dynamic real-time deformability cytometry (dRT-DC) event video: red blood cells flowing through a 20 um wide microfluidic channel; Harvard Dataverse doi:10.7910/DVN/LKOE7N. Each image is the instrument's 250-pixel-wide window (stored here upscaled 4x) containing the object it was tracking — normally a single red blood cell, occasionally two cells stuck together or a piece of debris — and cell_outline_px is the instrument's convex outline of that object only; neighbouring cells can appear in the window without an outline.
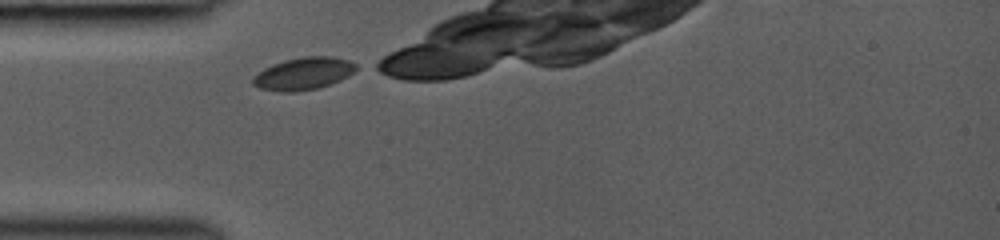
{"species": "common noctule bat (a hibernating species)", "species_latin": "Nyctalus noctula", "temperature_condition": "room temperature", "stored_images_in_passage": 31, "camera_frame_rate_fps": 3000, "um_per_image_px": 0.085, "animal": {"sex": "female", "body_mass_g": 19.0, "forearm_length_mm": 53.3}, "frame": {"image": 1, "passage_image": 1, "time_ms": 0.0, "image_size_px": [1000, 240], "cell_outline_px": [[360, 68], [348, 76], [332, 84], [316, 88], [292, 92], [280, 92], [260, 88], [252, 84], [252, 76], [264, 68], [272, 64], [284, 60], [304, 56], [332, 56], [348, 60], [356, 64]], "centroid_in_image_um": [25.8, 6.25], "position_along_channel_um": 59.2, "area_um2": 19.65}}
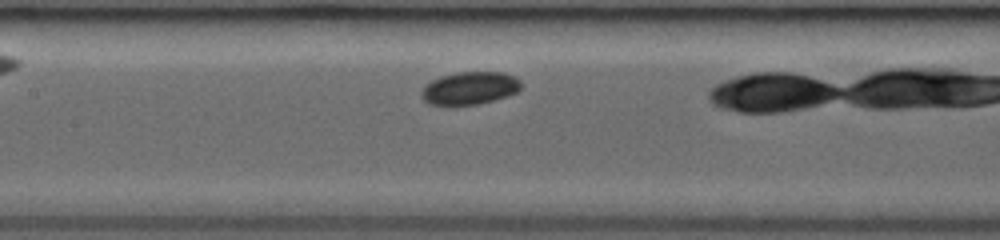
{"frame": {"image": 2, "passage_image": 11, "time_ms": 2.667, "image_size_px": [1000, 240], "cell_outline_px": [[520, 88], [516, 92], [492, 100], [476, 104], [452, 108], [448, 108], [428, 104], [420, 96], [420, 92], [424, 84], [440, 76], [456, 72], [504, 72], [516, 76], [520, 80]], "centroid_in_image_um": [39.83, 7.52], "position_along_channel_um": 167.6, "area_um2": 19.65}}
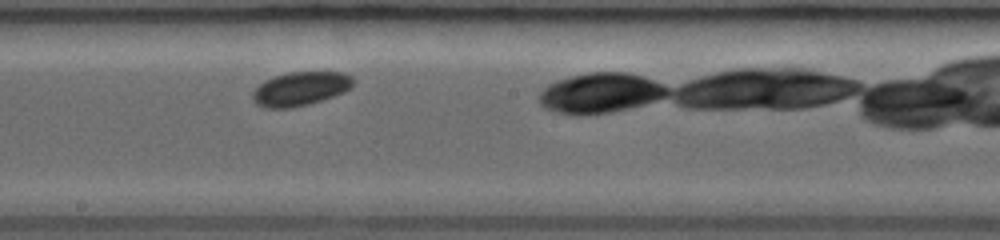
{"frame": {"image": 3, "passage_image": 16, "time_ms": 4.0, "image_size_px": [1000, 240], "cell_outline_px": [[352, 84], [344, 92], [308, 104], [288, 108], [264, 108], [256, 104], [252, 100], [252, 92], [264, 80], [276, 76], [292, 72], [340, 72], [352, 76]], "centroid_in_image_um": [25.48, 7.55], "position_along_channel_um": 222.7, "area_um2": 19.54}}